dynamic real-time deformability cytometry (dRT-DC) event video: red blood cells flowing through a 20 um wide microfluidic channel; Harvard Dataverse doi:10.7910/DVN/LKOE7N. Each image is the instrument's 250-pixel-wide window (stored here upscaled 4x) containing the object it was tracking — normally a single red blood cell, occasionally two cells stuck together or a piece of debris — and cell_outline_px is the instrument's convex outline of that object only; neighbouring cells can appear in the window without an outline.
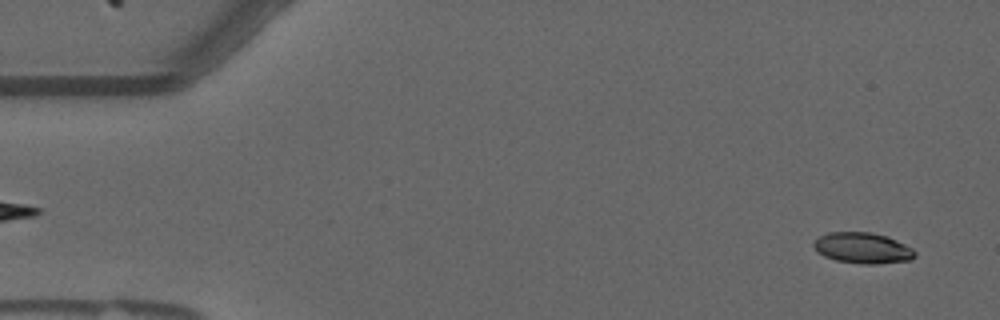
{"species": "common noctule bat (a hibernating species)", "species_latin": "Nyctalus noctula", "temperature_condition": "warm", "stored_images_in_passage": 10, "camera_frame_rate_fps": 3000, "um_per_image_px": 0.085, "animal": {"sex": "male", "forearm_length_mm": 52.5}, "frame": {"image": 1, "passage_image": 2, "time_ms": 0.333, "image_size_px": [1000, 320], "cell_outline_px": [[916, 256], [912, 260], [876, 264], [864, 264], [836, 260], [824, 256], [816, 252], [812, 244], [820, 236], [828, 232], [872, 232], [888, 236], [912, 248], [916, 252]], "centroid_in_image_um": [73.33, 21.08], "position_along_channel_um": 11.7, "area_um2": 18.32}}